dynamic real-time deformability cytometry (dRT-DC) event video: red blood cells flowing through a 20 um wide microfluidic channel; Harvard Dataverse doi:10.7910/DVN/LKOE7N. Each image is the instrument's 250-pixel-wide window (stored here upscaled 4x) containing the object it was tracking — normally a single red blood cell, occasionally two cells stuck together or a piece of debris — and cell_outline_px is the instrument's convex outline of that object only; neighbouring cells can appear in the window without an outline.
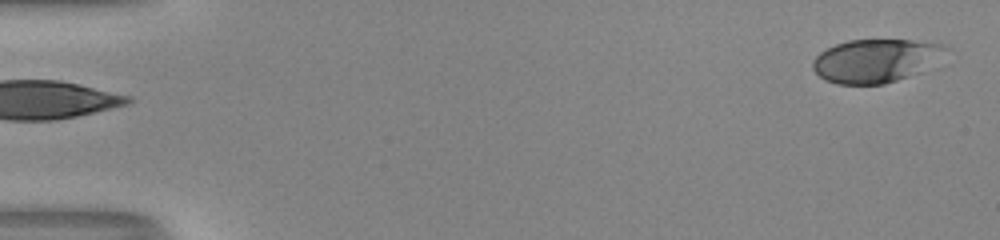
{"species": "human", "species_latin": "Homo sapiens", "temperature_condition": "room temperature", "stored_images_in_passage": 52, "camera_frame_rate_fps": 3000, "um_per_image_px": 0.085, "donor": {"sex": "male"}, "frame": {"image": 1, "passage_image": 1, "time_ms": 0.0, "image_size_px": [1000, 240], "cell_outline_px": [[948, 48], [908, 76], [884, 84], [836, 84], [824, 80], [812, 68], [812, 64], [816, 56], [820, 52], [836, 44], [848, 40], [908, 40], [944, 44]], "centroid_in_image_um": [74.27, 5.15], "position_along_channel_um": 10.7, "area_um2": 32.37}}
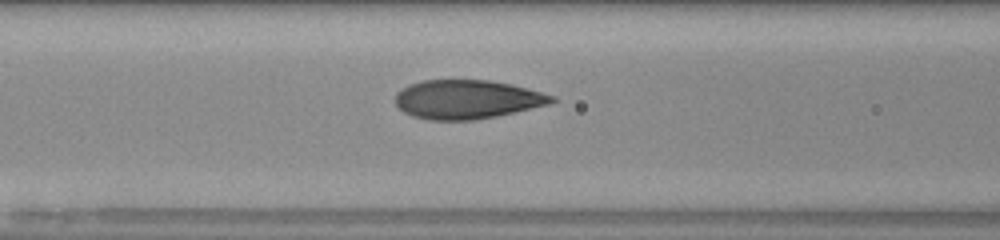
{"frame": {"image": 2, "passage_image": 22, "time_ms": 7.0, "image_size_px": [1000, 240], "cell_outline_px": [[556, 100], [548, 104], [496, 116], [472, 120], [428, 120], [412, 116], [404, 112], [396, 104], [396, 92], [408, 84], [424, 80], [488, 80], [512, 84], [528, 88], [556, 96]], "centroid_in_image_um": [39.68, 8.44], "position_along_channel_um": 126.9, "area_um2": 35.43}}
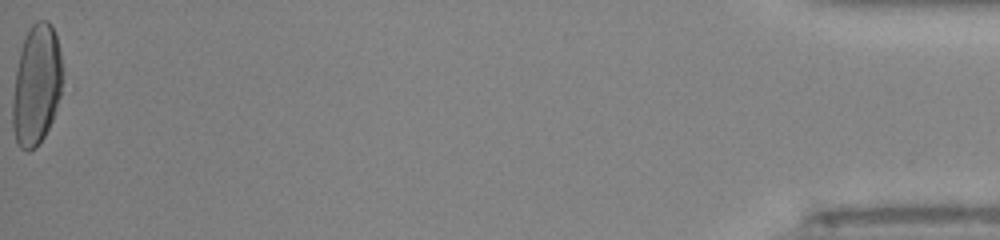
{"frame": {"image": 3, "passage_image": 52, "time_ms": 17.0, "image_size_px": [1000, 240], "cell_outline_px": [[60, 96], [52, 120], [44, 136], [36, 148], [28, 152], [24, 152], [16, 144], [12, 128], [12, 100], [16, 68], [20, 48], [24, 36], [28, 28], [36, 20], [48, 20], [52, 24], [56, 36], [60, 52]], "centroid_in_image_um": [3.05, 7.24], "position_along_channel_um": 432.1, "area_um2": 35.26}, "authors_computed_cell_mechanics": {"area_um2": 35.2291, "velocity_mm_per_s": 4.0567, "shape_relaxation_time_tau1_ms": 4.5237, "shape_relaxation_time_tau2_ms": null, "deformation_change_tau1": 0.2073, "deformation_change_tau2": null}}